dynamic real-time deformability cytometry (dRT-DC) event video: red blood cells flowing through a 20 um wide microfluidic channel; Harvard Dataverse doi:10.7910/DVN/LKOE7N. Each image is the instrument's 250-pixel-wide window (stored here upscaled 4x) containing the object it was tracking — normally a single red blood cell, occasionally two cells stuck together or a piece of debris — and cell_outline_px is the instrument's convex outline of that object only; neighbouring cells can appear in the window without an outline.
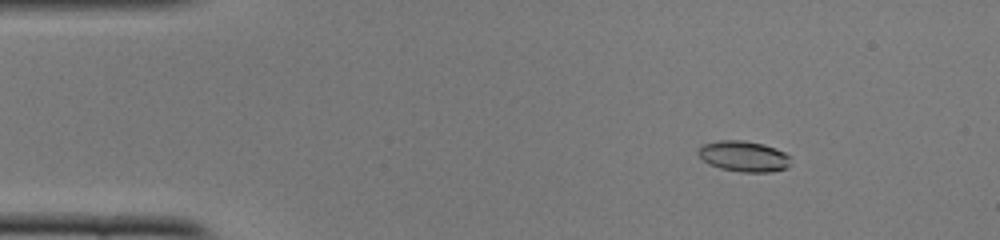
{"species": "common noctule bat (a hibernating species)", "species_latin": "Nyctalus noctula", "temperature_condition": "cold", "stored_images_in_passage": 30, "camera_frame_rate_fps": 3000, "um_per_image_px": 0.085, "animal": {"sex": "female", "body_mass_g": 22.0, "forearm_length_mm": 56.7}, "frame": {"image": 1, "passage_image": 1, "time_ms": 0.0, "image_size_px": [1000, 240], "cell_outline_px": [[792, 156], [788, 168], [768, 172], [740, 172], [720, 168], [708, 164], [696, 152], [704, 144], [720, 140], [744, 140], [764, 144], [776, 148]], "centroid_in_image_um": [63.26, 13.28], "position_along_channel_um": 21.7, "area_um2": 16.7}}
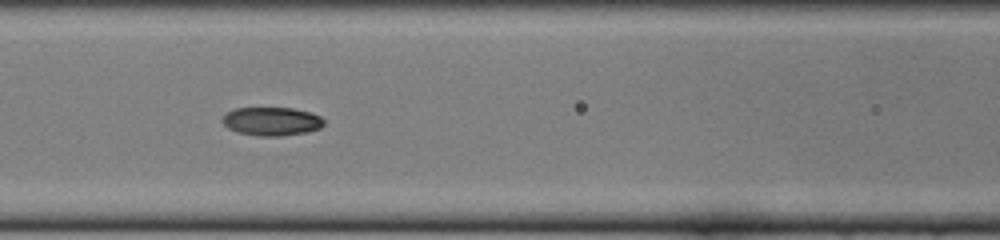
{"frame": {"image": 2, "passage_image": 16, "time_ms": 5.0, "image_size_px": [1000, 240], "cell_outline_px": [[324, 124], [320, 128], [308, 132], [280, 136], [260, 136], [236, 132], [228, 128], [220, 120], [228, 112], [236, 108], [292, 108], [308, 112], [320, 116], [324, 120]], "centroid_in_image_um": [23.09, 10.32], "position_along_channel_um": 143.5, "area_um2": 16.82}}
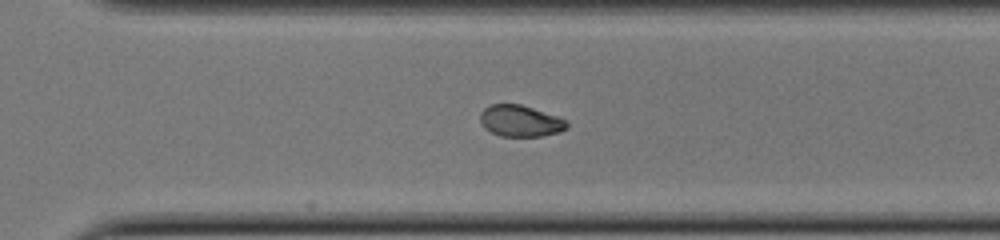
{"frame": {"image": 3, "passage_image": 30, "time_ms": 9.667, "image_size_px": [1000, 240], "cell_outline_px": [[568, 128], [560, 132], [540, 136], [500, 136], [484, 128], [480, 120], [480, 112], [484, 108], [492, 104], [520, 104], [568, 120]], "centroid_in_image_um": [44.23, 10.28], "position_along_channel_um": 326.4, "area_um2": 15.84}}